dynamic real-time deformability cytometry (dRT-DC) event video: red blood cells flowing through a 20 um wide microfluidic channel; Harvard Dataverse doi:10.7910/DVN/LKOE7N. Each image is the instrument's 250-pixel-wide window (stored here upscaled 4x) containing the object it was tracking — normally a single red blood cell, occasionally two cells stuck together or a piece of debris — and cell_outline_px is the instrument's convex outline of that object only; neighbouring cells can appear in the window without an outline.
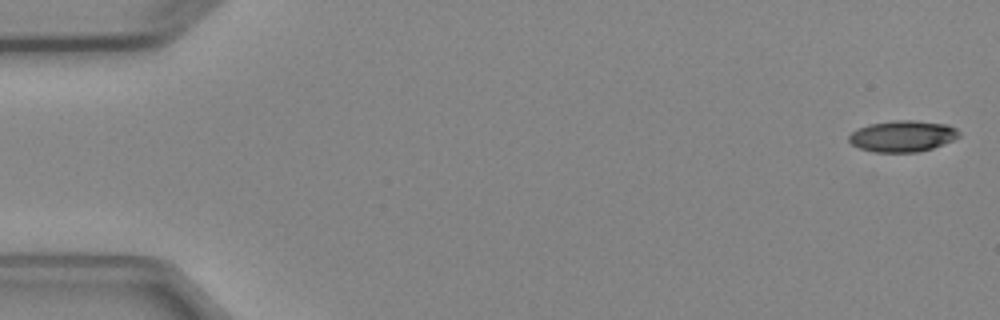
{"species": "Egyptian fruit bat (a non-hibernating species)", "species_latin": "Rousettus aegyptiacus", "temperature_condition": "cold", "stored_images_in_passage": 5, "camera_frame_rate_fps": 3000, "um_per_image_px": 0.085, "animal": {"sex": "female"}, "frame": {"image": 1, "passage_image": 1, "time_ms": 0.0, "image_size_px": [1000, 320], "cell_outline_px": [[960, 136], [952, 140], [932, 148], [916, 152], [876, 152], [860, 148], [852, 144], [848, 140], [848, 136], [856, 128], [868, 124], [896, 120], [916, 120], [948, 124], [956, 128], [960, 132]], "centroid_in_image_um": [76.71, 11.55], "position_along_channel_um": 8.3, "area_um2": 20.11}}
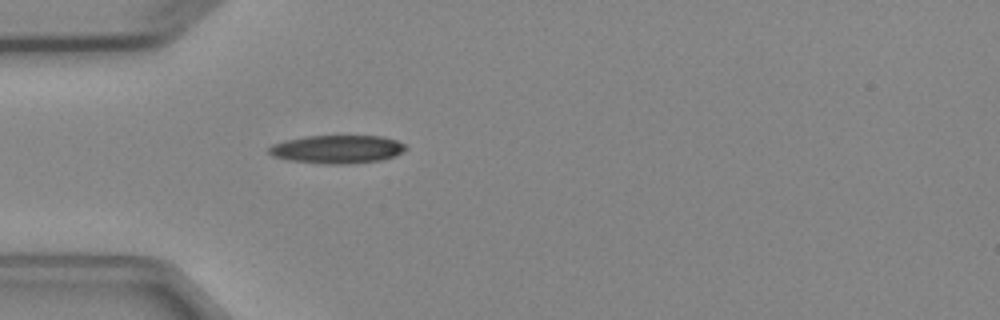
{"frame": {"image": 2, "passage_image": 5, "time_ms": 4.667, "image_size_px": [1000, 320], "cell_outline_px": [[408, 148], [404, 152], [380, 160], [352, 164], [324, 164], [288, 160], [272, 156], [268, 152], [268, 148], [272, 144], [284, 140], [304, 136], [380, 136], [396, 140], [404, 144]], "centroid_in_image_um": [28.63, 12.69], "position_along_channel_um": 56.4, "area_um2": 22.66}}